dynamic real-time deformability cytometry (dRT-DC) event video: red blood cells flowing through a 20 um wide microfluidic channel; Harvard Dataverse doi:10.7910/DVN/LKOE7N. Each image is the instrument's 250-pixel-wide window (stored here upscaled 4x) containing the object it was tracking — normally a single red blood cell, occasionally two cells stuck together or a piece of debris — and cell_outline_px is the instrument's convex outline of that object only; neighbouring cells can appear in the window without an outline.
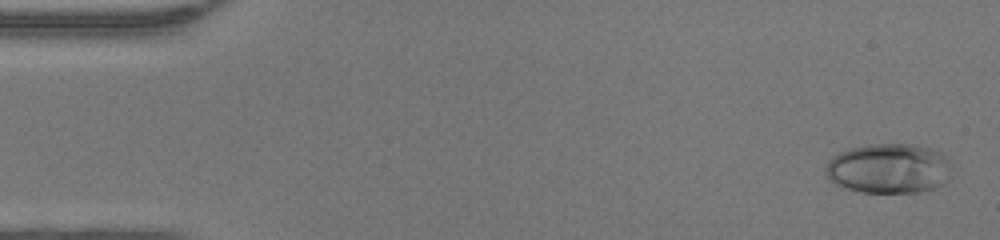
{"species": "human", "species_latin": "Homo sapiens", "temperature_condition": "warm", "stored_images_in_passage": 48, "camera_frame_rate_fps": 3000, "um_per_image_px": 0.085, "donor": {"sex": "female"}, "frame": {"image": 1, "passage_image": 2, "time_ms": 0.333, "image_size_px": [1000, 240], "cell_outline_px": [[948, 180], [944, 184], [936, 188], [920, 192], [864, 192], [848, 188], [836, 184], [824, 172], [824, 168], [828, 160], [832, 156], [840, 152], [852, 148], [868, 144], [912, 144], [928, 148], [940, 152], [948, 160]], "centroid_in_image_um": [75.53, 14.32], "position_along_channel_um": 9.5, "area_um2": 36.41}}
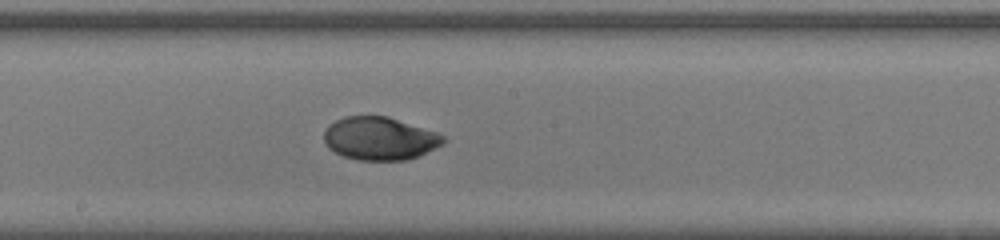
{"frame": {"image": 2, "passage_image": 26, "time_ms": 8.333, "image_size_px": [1000, 240], "cell_outline_px": [[448, 140], [444, 144], [420, 156], [408, 160], [360, 160], [344, 156], [328, 148], [324, 144], [324, 132], [328, 124], [344, 116], [388, 116], [436, 132], [444, 136]], "centroid_in_image_um": [32.29, 11.77], "position_along_channel_um": 215.9, "area_um2": 30.17}}
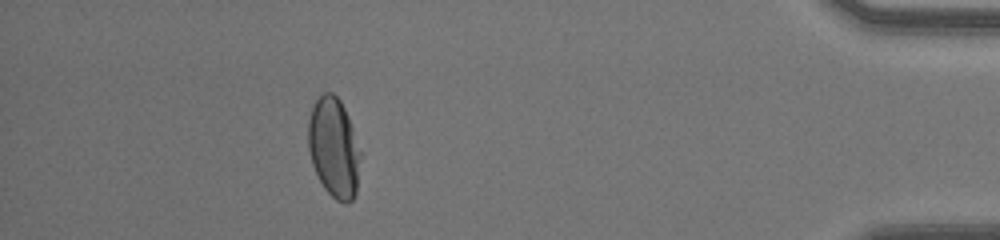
{"frame": {"image": 3, "passage_image": 43, "time_ms": 14.0, "image_size_px": [1000, 240], "cell_outline_px": [[360, 156], [356, 192], [352, 200], [348, 204], [344, 204], [336, 200], [324, 188], [312, 164], [308, 148], [308, 120], [312, 104], [324, 92], [332, 92], [340, 100], [348, 116], [360, 152]], "centroid_in_image_um": [28.36, 12.55], "position_along_channel_um": 406.8, "area_um2": 30.23}, "authors_computed_cell_mechanics": {"area_um2": 30.5762, "velocity_mm_per_s": 4.3527, "shape_relaxation_time_tau1_ms": 5.5405, "shape_relaxation_time_tau2_ms": 1.3504, "deformation_change_tau1": 0.2136, "deformation_change_tau2": 0.031}}